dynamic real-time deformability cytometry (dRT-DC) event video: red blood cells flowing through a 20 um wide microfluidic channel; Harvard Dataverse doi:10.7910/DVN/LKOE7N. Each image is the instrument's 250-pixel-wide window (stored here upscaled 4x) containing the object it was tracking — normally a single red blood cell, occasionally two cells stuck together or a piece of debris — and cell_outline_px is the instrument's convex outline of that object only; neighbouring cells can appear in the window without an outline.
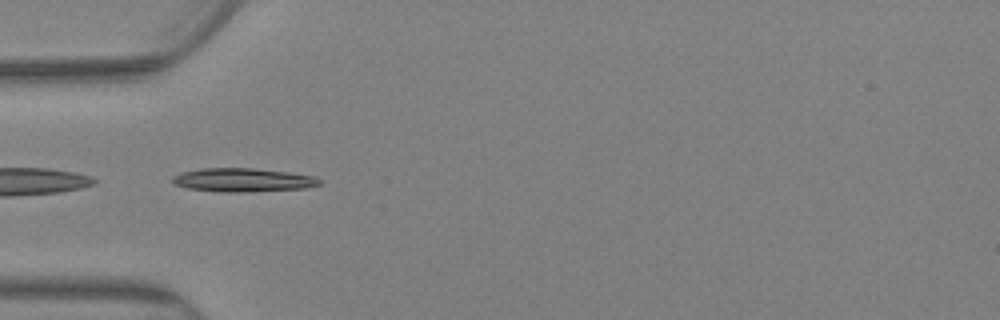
{"species": "Egyptian fruit bat (a non-hibernating species)", "species_latin": "Rousettus aegyptiacus", "temperature_condition": "warm", "stored_images_in_passage": 11, "camera_frame_rate_fps": 3000, "um_per_image_px": 0.085, "animal": {"sex": "female"}, "frame": {"image": 1, "passage_image": 2, "time_ms": 0.333, "image_size_px": [1000, 320], "cell_outline_px": [[320, 184], [304, 188], [240, 192], [220, 192], [188, 188], [172, 184], [172, 176], [184, 172], [200, 168], [252, 168], [288, 172], [316, 176], [320, 180]], "centroid_in_image_um": [20.62, 15.29], "position_along_channel_um": 64.4, "area_um2": 20.11}}